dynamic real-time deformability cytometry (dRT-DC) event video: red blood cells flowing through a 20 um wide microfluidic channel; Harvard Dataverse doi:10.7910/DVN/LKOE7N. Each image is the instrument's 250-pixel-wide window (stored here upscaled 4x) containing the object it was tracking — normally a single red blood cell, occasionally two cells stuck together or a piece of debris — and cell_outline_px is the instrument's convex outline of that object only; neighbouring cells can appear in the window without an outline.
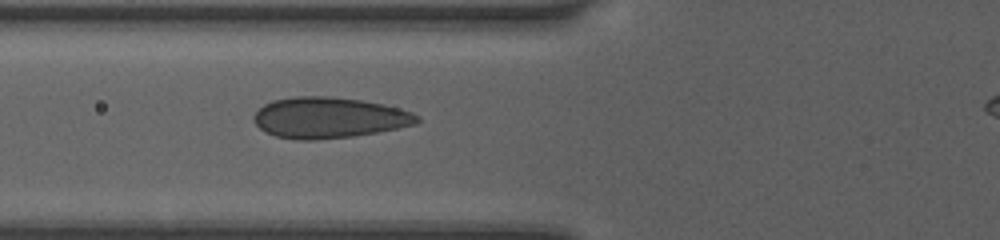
{"species": "human", "species_latin": "Homo sapiens", "temperature_condition": "room temperature", "stored_images_in_passage": 2, "camera_frame_rate_fps": 3000, "um_per_image_px": 0.085, "donor": {"sex": "female"}, "frame": {"image": 1, "passage_image": 2, "time_ms": 1.0, "image_size_px": [1000, 240], "cell_outline_px": [[420, 120], [416, 124], [376, 132], [352, 136], [312, 140], [296, 140], [276, 136], [264, 132], [252, 120], [252, 116], [264, 104], [272, 100], [292, 96], [328, 96], [360, 100], [384, 104], [412, 112], [420, 116]], "centroid_in_image_um": [27.92, 10.0], "position_along_channel_um": 97.9, "area_um2": 38.96}}